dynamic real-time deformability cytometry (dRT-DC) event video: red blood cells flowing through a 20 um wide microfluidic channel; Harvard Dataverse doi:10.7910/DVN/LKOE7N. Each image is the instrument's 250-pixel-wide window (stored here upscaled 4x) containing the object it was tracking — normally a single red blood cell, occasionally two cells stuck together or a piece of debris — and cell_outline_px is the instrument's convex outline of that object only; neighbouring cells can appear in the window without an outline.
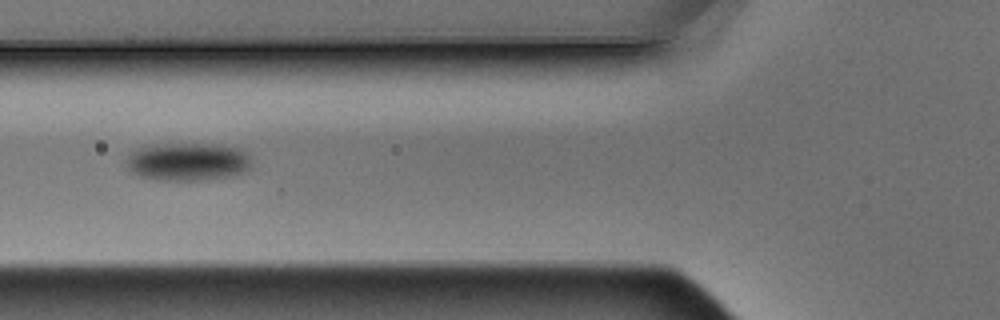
{"species": "Egyptian fruit bat (a non-hibernating species)", "species_latin": "Rousettus aegyptiacus", "temperature_condition": "warm", "stored_images_in_passage": 13, "camera_frame_rate_fps": 3000, "um_per_image_px": 0.085, "animal": {"sex": "male"}, "frame": {"image": 1, "passage_image": 4, "time_ms": 1.0, "image_size_px": [1000, 320], "cell_outline_px": [[252, 168], [248, 172], [232, 176], [204, 180], [156, 180], [140, 176], [128, 172], [124, 164], [124, 160], [136, 148], [164, 144], [220, 144], [240, 148], [248, 152], [252, 156]], "centroid_in_image_um": [16.01, 13.75], "position_along_channel_um": 109.8, "area_um2": 28.61}}
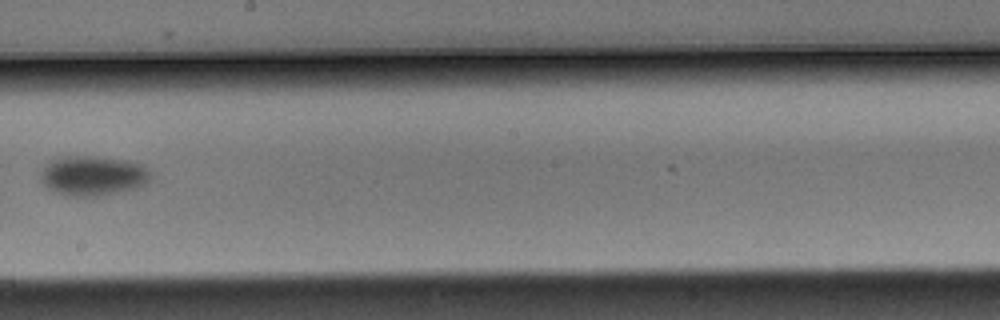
{"frame": {"image": 2, "passage_image": 7, "time_ms": 2.0, "image_size_px": [1000, 320], "cell_outline_px": [[152, 180], [136, 188], [100, 196], [64, 196], [52, 192], [40, 180], [40, 172], [44, 164], [52, 160], [64, 156], [92, 156], [124, 160], [140, 164], [152, 172]], "centroid_in_image_um": [7.87, 14.95], "position_along_channel_um": 240.3, "area_um2": 25.84}}
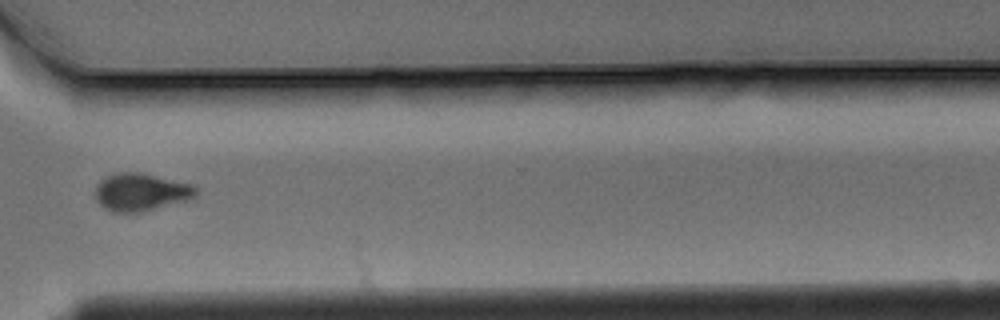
{"frame": {"image": 3, "passage_image": 10, "time_ms": 3.0, "image_size_px": [1000, 320], "cell_outline_px": [[196, 196], [188, 200], [144, 212], [112, 212], [104, 208], [96, 200], [96, 188], [100, 180], [108, 176], [120, 172], [140, 172], [188, 184], [196, 188]], "centroid_in_image_um": [11.95, 16.35], "position_along_channel_um": 358.6, "area_um2": 21.85}}